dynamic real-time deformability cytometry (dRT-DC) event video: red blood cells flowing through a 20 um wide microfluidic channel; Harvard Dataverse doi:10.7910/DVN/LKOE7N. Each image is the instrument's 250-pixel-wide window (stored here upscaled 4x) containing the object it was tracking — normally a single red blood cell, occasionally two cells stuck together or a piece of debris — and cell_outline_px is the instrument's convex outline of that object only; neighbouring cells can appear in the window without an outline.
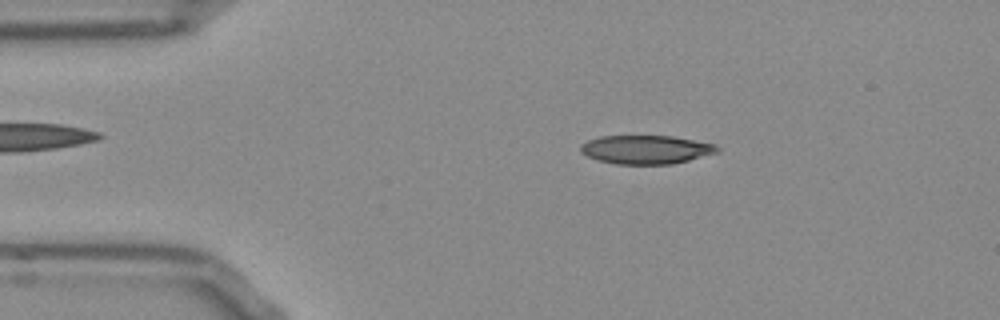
{"species": "Egyptian fruit bat (a non-hibernating species)", "species_latin": "Rousettus aegyptiacus", "temperature_condition": "room temperature", "stored_images_in_passage": 50, "camera_frame_rate_fps": 3000, "um_per_image_px": 0.085, "frame": {"image": 1, "passage_image": 8, "time_ms": 2.333, "image_size_px": [1000, 320], "cell_outline_px": [[720, 152], [672, 164], [616, 164], [596, 160], [580, 152], [580, 144], [588, 140], [600, 136], [672, 136], [716, 144], [720, 148]], "centroid_in_image_um": [54.91, 12.71], "position_along_channel_um": 30.1, "area_um2": 22.95}}
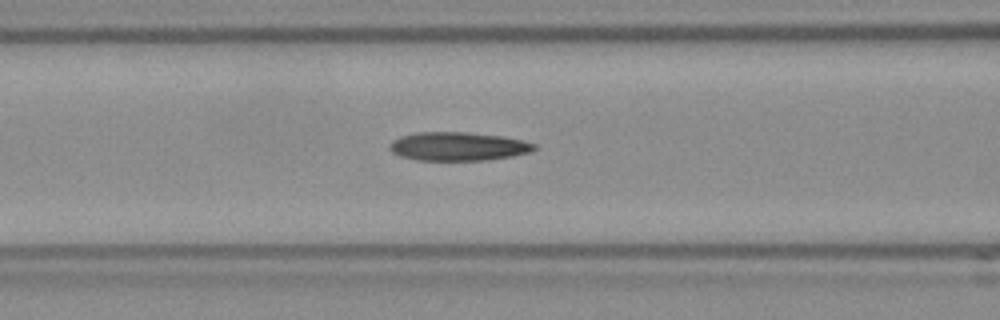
{"frame": {"image": 2, "passage_image": 19, "time_ms": 6.0, "image_size_px": [1000, 320], "cell_outline_px": [[536, 148], [528, 152], [512, 156], [488, 160], [416, 160], [400, 156], [392, 152], [388, 148], [388, 144], [392, 140], [400, 136], [416, 132], [468, 132], [500, 136], [520, 140], [536, 144]], "centroid_in_image_um": [38.87, 12.44], "position_along_channel_um": 127.7, "area_um2": 24.1}}
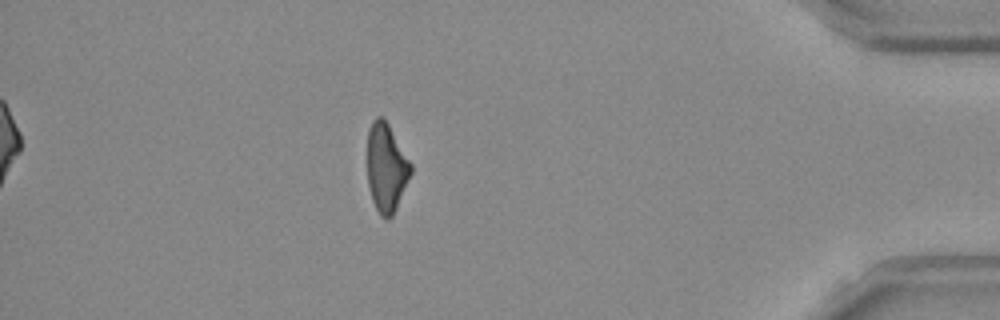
{"frame": {"image": 3, "passage_image": 44, "time_ms": 14.333, "image_size_px": [1000, 320], "cell_outline_px": [[412, 172], [396, 208], [392, 216], [388, 220], [384, 220], [380, 216], [372, 200], [368, 184], [368, 128], [372, 120], [376, 116], [384, 116], [412, 164]], "centroid_in_image_um": [32.83, 14.24], "position_along_channel_um": 402.4, "area_um2": 22.6}, "authors_computed_cell_mechanics": {"area_um2": 23.7269, "velocity_mm_per_s": 3.8644, "shape_relaxation_time_tau1_ms": null, "shape_relaxation_time_tau2_ms": 4.138, "deformation_change_tau1": null, "deformation_change_tau2": 0.1274}}